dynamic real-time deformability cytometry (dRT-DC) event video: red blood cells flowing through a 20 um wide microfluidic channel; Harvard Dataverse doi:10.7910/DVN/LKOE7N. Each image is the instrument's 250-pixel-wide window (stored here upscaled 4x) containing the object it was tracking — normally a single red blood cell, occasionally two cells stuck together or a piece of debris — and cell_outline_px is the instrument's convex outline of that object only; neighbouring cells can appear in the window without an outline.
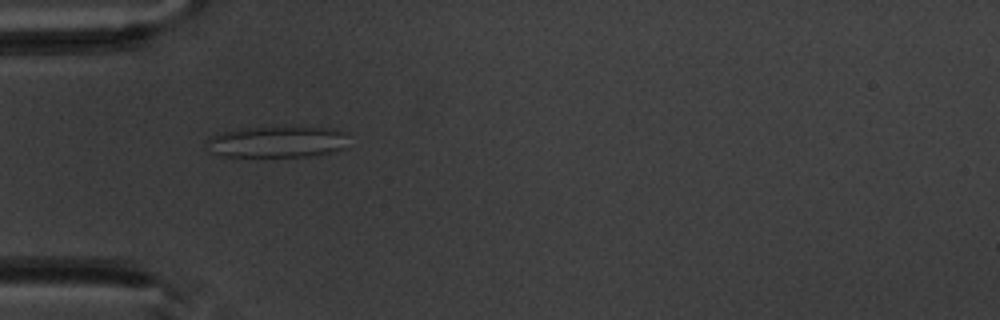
{"species": "common noctule bat (a hibernating species)", "species_latin": "Nyctalus noctula", "temperature_condition": "warm", "stored_images_in_passage": 5, "camera_frame_rate_fps": 3000, "um_per_image_px": 0.085, "animal": {"sex": "male", "body_mass_g": 20.1, "forearm_length_mm": 53.5}, "frame": {"image": 1, "passage_image": 5, "time_ms": 4.667, "image_size_px": [1000, 320], "cell_outline_px": [[340, 148], [332, 152], [308, 156], [224, 156], [212, 152], [204, 144], [212, 136], [220, 132], [244, 128], [336, 128], [340, 132]], "centroid_in_image_um": [23.38, 12.07], "position_along_channel_um": 61.6, "area_um2": 24.74}}